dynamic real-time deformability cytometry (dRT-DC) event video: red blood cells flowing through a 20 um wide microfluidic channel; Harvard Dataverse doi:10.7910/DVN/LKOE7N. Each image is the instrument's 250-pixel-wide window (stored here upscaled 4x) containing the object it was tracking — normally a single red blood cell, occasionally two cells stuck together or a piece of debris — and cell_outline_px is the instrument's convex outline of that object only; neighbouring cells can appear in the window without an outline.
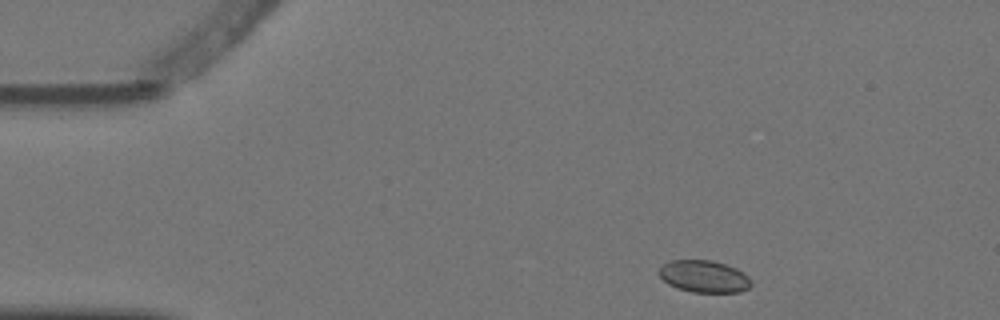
{"species": "Egyptian fruit bat (a non-hibernating species)", "species_latin": "Rousettus aegyptiacus", "temperature_condition": "warm", "stored_images_in_passage": 4, "camera_frame_rate_fps": 3000, "um_per_image_px": 0.085, "animal": {"sex": "female"}, "frame": {"image": 1, "passage_image": 1, "time_ms": 0.0, "image_size_px": [1000, 320], "cell_outline_px": [[752, 284], [748, 288], [740, 292], [692, 292], [676, 288], [668, 284], [660, 276], [660, 268], [664, 264], [672, 260], [712, 260], [736, 268], [744, 272], [752, 280]], "centroid_in_image_um": [59.88, 23.5], "position_along_channel_um": 25.1, "area_um2": 17.22}}
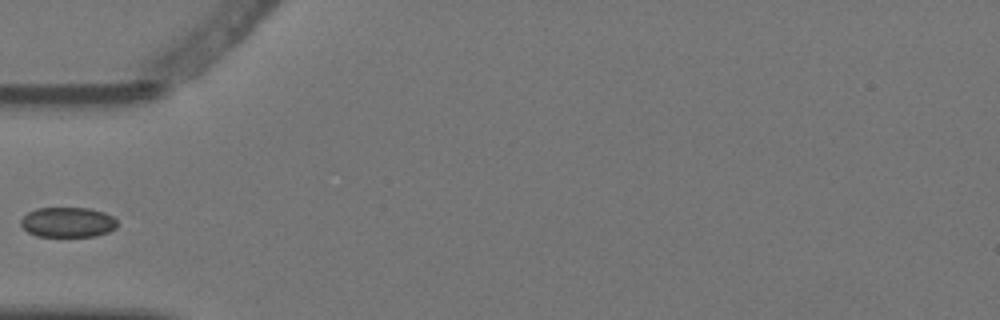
{"frame": {"image": 2, "passage_image": 3, "time_ms": 0.667, "image_size_px": [1000, 320], "cell_outline_px": [[116, 228], [108, 232], [96, 236], [36, 236], [28, 232], [20, 224], [20, 220], [28, 212], [36, 208], [88, 208], [104, 212], [112, 216], [116, 220]], "centroid_in_image_um": [5.75, 18.89], "position_along_channel_um": 79.3, "area_um2": 16.88}}
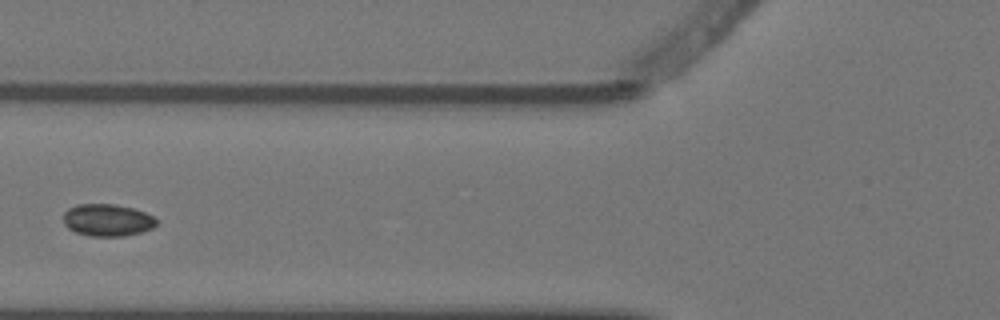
{"frame": {"image": 3, "passage_image": 4, "time_ms": 1.0, "image_size_px": [1000, 320], "cell_outline_px": [[156, 224], [152, 228], [140, 232], [124, 236], [88, 236], [76, 232], [68, 228], [64, 224], [64, 212], [68, 208], [80, 204], [112, 204], [132, 208], [144, 212], [152, 216], [156, 220]], "centroid_in_image_um": [9.1, 18.71], "position_along_channel_um": 116.7, "area_um2": 17.28}}